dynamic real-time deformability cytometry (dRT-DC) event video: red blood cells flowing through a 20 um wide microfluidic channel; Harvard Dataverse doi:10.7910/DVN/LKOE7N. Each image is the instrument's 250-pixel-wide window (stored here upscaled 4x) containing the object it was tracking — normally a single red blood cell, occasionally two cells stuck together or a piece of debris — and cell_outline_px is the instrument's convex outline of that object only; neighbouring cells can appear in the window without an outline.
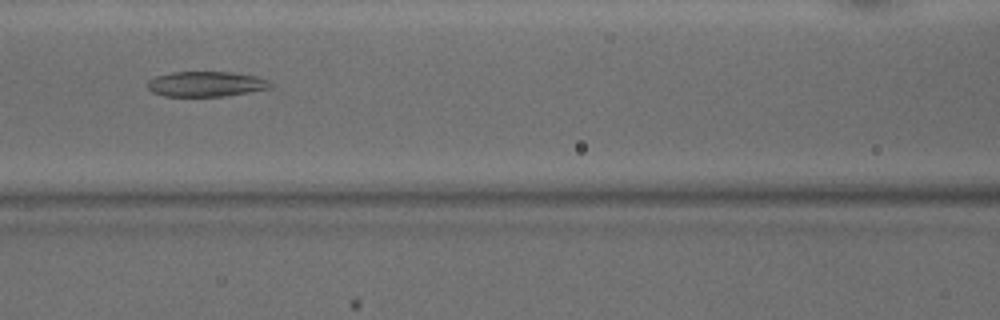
{"species": "common noctule bat (a hibernating species)", "species_latin": "Nyctalus noctula", "temperature_condition": "warm", "stored_images_in_passage": 36, "camera_frame_rate_fps": 3000, "um_per_image_px": 0.085, "animal": {"sex": "male", "body_mass_g": 15.6}, "frame": {"image": 1, "passage_image": 13, "time_ms": 4.0, "image_size_px": [1000, 320], "cell_outline_px": [[272, 88], [224, 96], [164, 96], [152, 92], [148, 88], [148, 80], [156, 76], [172, 72], [232, 72], [256, 76], [272, 84]], "centroid_in_image_um": [17.49, 7.14], "position_along_channel_um": 149.1, "area_um2": 17.92}}
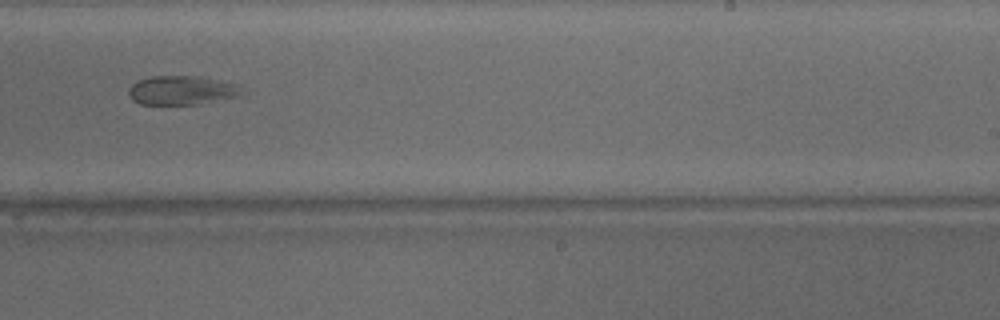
{"frame": {"image": 2, "passage_image": 22, "time_ms": 7.0, "image_size_px": [1000, 320], "cell_outline_px": [[244, 92], [236, 96], [200, 104], [140, 104], [132, 100], [128, 96], [128, 88], [136, 80], [152, 76], [196, 76], [236, 84]], "centroid_in_image_um": [15.36, 7.67], "position_along_channel_um": 273.6, "area_um2": 19.02}}
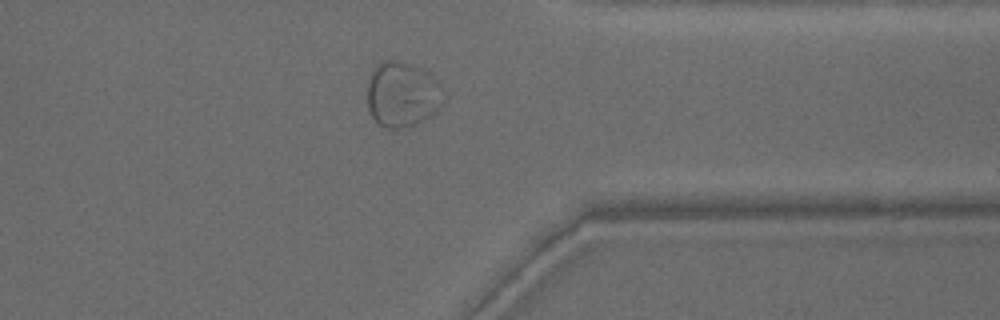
{"frame": {"image": 3, "passage_image": 30, "time_ms": 9.667, "image_size_px": [1000, 320], "cell_outline_px": [[448, 96], [432, 116], [416, 124], [400, 128], [388, 128], [380, 124], [372, 116], [368, 108], [368, 76], [372, 68], [376, 64], [384, 60], [396, 60], [412, 64], [428, 72], [440, 84]], "centroid_in_image_um": [34.22, 8.0], "position_along_channel_um": 377.2, "area_um2": 29.48}}